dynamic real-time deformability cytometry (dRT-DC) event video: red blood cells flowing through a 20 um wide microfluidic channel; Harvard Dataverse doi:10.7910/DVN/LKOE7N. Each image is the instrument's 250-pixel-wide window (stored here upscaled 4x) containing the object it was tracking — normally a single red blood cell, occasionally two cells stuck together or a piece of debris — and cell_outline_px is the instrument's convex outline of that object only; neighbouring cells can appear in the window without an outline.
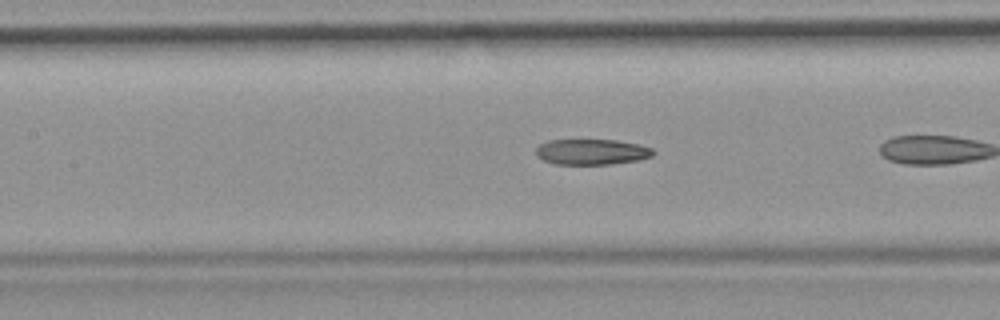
{"species": "common noctule bat (a hibernating species)", "species_latin": "Nyctalus noctula", "temperature_condition": "room temperature", "stored_images_in_passage": 24, "camera_frame_rate_fps": 3000, "um_per_image_px": 0.085, "animal": {"sex": "female", "body_mass_g": 19.9}, "frame": {"image": 1, "passage_image": 8, "time_ms": 2.333, "image_size_px": [1000, 320], "cell_outline_px": [[656, 152], [652, 156], [636, 160], [612, 164], [556, 164], [544, 160], [536, 156], [536, 148], [540, 144], [548, 140], [616, 140], [640, 144], [652, 148]], "centroid_in_image_um": [50.3, 12.9], "position_along_channel_um": 157.1, "area_um2": 17.51}}
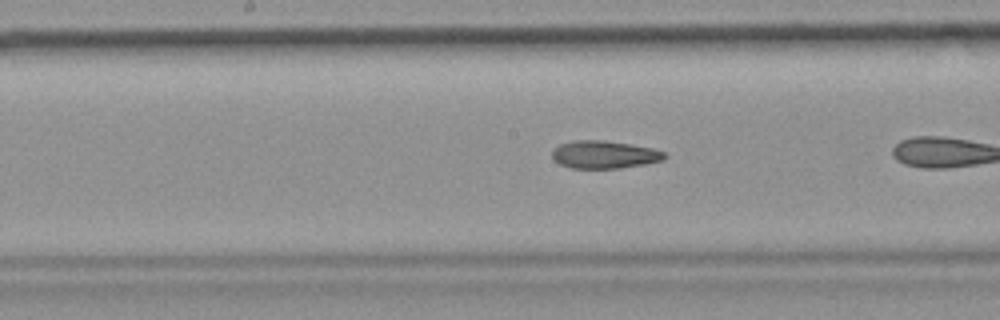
{"frame": {"image": 2, "passage_image": 11, "time_ms": 3.333, "image_size_px": [1000, 320], "cell_outline_px": [[668, 156], [664, 160], [644, 164], [620, 168], [572, 168], [560, 164], [552, 156], [552, 152], [560, 144], [576, 140], [604, 140], [652, 148], [664, 152]], "centroid_in_image_um": [51.4, 13.14], "position_along_channel_um": 196.8, "area_um2": 17.98}}